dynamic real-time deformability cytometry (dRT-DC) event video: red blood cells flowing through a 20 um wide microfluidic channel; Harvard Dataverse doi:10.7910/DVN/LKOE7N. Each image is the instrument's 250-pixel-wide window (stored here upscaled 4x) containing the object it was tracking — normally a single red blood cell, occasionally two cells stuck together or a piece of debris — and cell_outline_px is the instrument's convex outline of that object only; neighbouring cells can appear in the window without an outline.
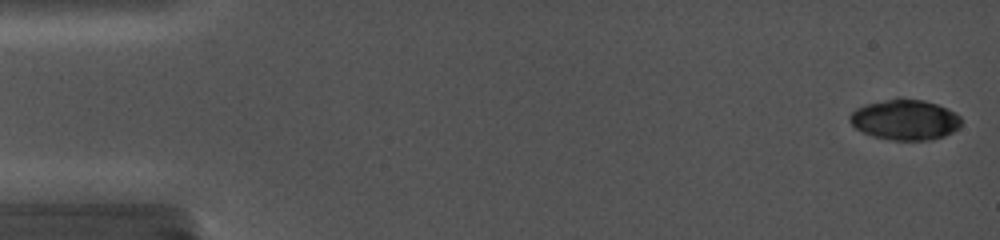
{"species": "common noctule bat (a hibernating species)", "species_latin": "Nyctalus noctula", "temperature_condition": "cold", "stored_images_in_passage": 10, "camera_frame_rate_fps": 5000, "um_per_image_px": 0.085, "animal": {"sex": "female", "body_mass_g": 19.0, "forearm_length_mm": 56.7}, "frame": {"image": 1, "passage_image": 1, "time_ms": 0.0, "image_size_px": [1000, 240], "cell_outline_px": [[960, 124], [952, 132], [944, 136], [928, 140], [892, 140], [872, 136], [856, 128], [848, 120], [848, 116], [856, 108], [864, 104], [896, 96], [900, 96], [924, 100], [936, 104], [956, 112], [960, 116]], "centroid_in_image_um": [76.89, 10.14], "position_along_channel_um": 8.1, "area_um2": 26.65}}
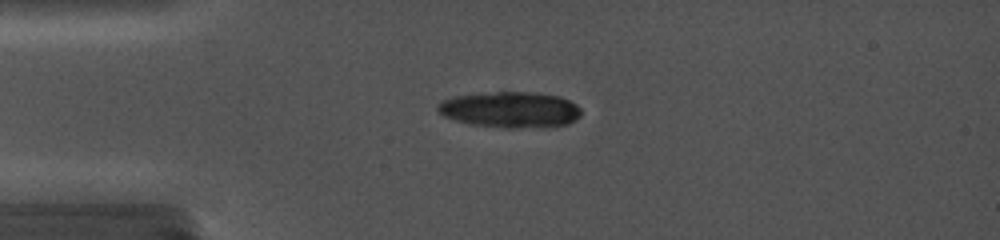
{"frame": {"image": 2, "passage_image": 10, "time_ms": 4.0, "image_size_px": [1000, 240], "cell_outline_px": [[580, 116], [576, 120], [568, 124], [548, 128], [504, 128], [472, 124], [456, 120], [444, 116], [436, 108], [436, 104], [440, 100], [456, 96], [496, 92], [528, 92], [560, 96], [576, 104], [580, 108]], "centroid_in_image_um": [43.4, 9.34], "position_along_channel_um": 41.6, "area_um2": 30.23}}